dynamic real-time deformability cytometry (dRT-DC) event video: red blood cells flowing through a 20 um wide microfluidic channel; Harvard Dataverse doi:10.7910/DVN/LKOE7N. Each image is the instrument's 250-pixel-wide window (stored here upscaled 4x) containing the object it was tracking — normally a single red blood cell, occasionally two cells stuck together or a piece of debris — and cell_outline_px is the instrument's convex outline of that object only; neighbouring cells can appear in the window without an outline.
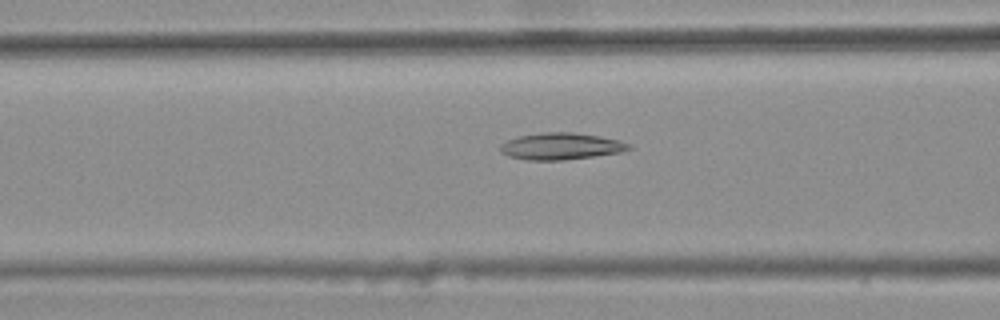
{"species": "common noctule bat (a hibernating species)", "species_latin": "Nyctalus noctula", "temperature_condition": "warm", "stored_images_in_passage": 48, "camera_frame_rate_fps": 3000, "um_per_image_px": 0.085, "animal": {"sex": "female", "body_mass_g": 25.1}, "frame": {"image": 1, "passage_image": 21, "time_ms": 6.667, "image_size_px": [1000, 320], "cell_outline_px": [[632, 148], [620, 152], [564, 160], [524, 160], [508, 156], [500, 152], [500, 144], [508, 140], [520, 136], [544, 132], [572, 132], [600, 136], [616, 140], [628, 144]], "centroid_in_image_um": [47.62, 12.43], "position_along_channel_um": 119.0, "area_um2": 19.83}}
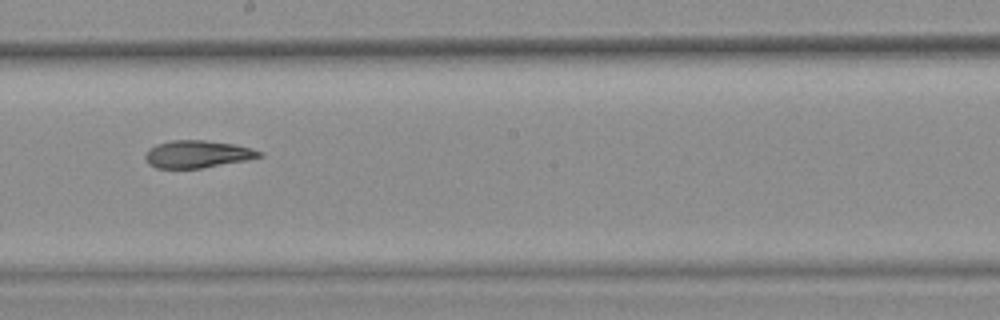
{"frame": {"image": 2, "passage_image": 30, "time_ms": 9.667, "image_size_px": [1000, 320], "cell_outline_px": [[264, 156], [248, 160], [200, 168], [156, 168], [148, 164], [144, 156], [148, 148], [156, 144], [172, 140], [204, 140], [232, 144], [252, 148], [264, 152]], "centroid_in_image_um": [16.78, 13.1], "position_along_channel_um": 231.4, "area_um2": 18.32}}
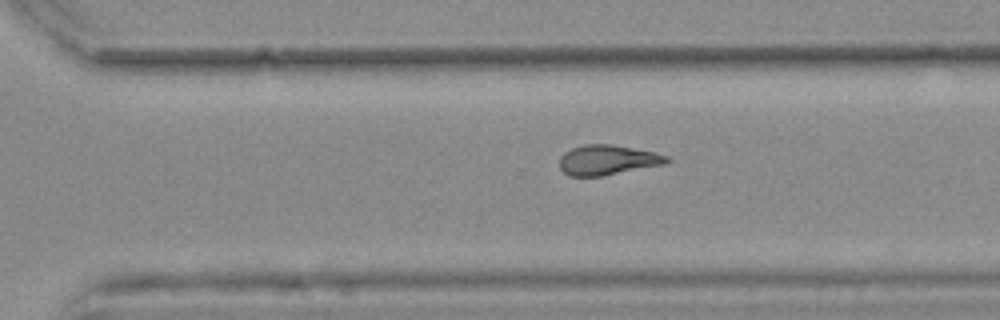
{"frame": {"image": 3, "passage_image": 37, "time_ms": 12.0, "image_size_px": [1000, 320], "cell_outline_px": [[672, 160], [664, 164], [604, 176], [568, 176], [560, 168], [560, 156], [564, 152], [572, 148], [584, 144], [608, 144], [656, 152], [668, 156]], "centroid_in_image_um": [51.64, 13.6], "position_along_channel_um": 319.0, "area_um2": 18.79}, "authors_computed_cell_mechanics": {"area_um2": 19.1607, "velocity_mm_per_s": 3.7639, "shape_relaxation_time_tau1_ms": null, "shape_relaxation_time_tau2_ms": 5.2514, "deformation_change_tau1": null, "deformation_change_tau2": 0.1382}}